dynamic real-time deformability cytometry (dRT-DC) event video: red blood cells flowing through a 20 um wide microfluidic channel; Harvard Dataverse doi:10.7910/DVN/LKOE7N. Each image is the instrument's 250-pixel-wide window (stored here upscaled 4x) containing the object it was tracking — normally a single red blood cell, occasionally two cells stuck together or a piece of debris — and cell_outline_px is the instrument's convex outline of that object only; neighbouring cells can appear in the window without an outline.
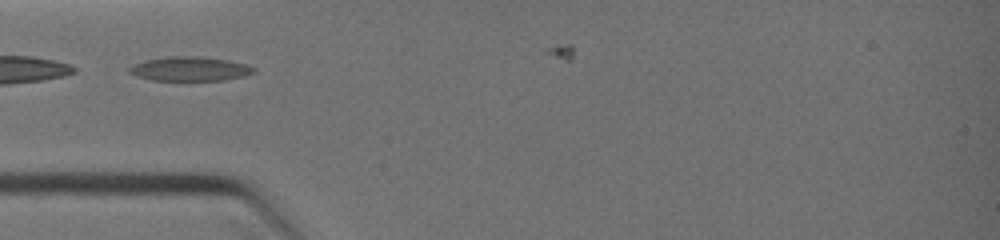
{"species": "common noctule bat (a hibernating species)", "species_latin": "Nyctalus noctula", "temperature_condition": "warm", "stored_images_in_passage": 3, "camera_frame_rate_fps": 3000, "um_per_image_px": 0.085, "animal": {"sex": "female", "body_mass_g": 19.0, "forearm_length_mm": 51.5}, "frame": {"image": 1, "passage_image": 1, "time_ms": 0.0, "image_size_px": [1000, 240], "cell_outline_px": [[256, 72], [244, 76], [224, 80], [152, 80], [136, 76], [128, 72], [128, 68], [144, 60], [168, 56], [200, 56], [228, 60], [244, 64], [256, 68]], "centroid_in_image_um": [16.14, 5.85], "position_along_channel_um": 68.9, "area_um2": 17.57}}